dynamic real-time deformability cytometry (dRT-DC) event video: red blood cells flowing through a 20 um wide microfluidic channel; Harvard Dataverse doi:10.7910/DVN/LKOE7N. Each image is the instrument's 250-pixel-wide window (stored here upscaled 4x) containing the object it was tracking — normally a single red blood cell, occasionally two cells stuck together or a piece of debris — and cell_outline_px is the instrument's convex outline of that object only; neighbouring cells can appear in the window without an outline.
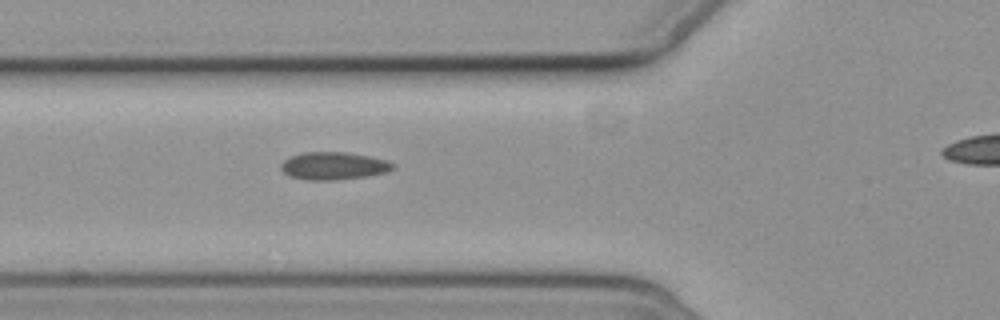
{"species": "common noctule bat (a hibernating species)", "species_latin": "Nyctalus noctula", "temperature_condition": "cold", "stored_images_in_passage": 4, "segment_of_instrument_passage": [1, 2], "camera_frame_rate_fps": 3000, "um_per_image_px": 0.085, "animal": {"sex": "female", "body_mass_g": 19.3, "forearm_length_mm": 54.1}, "frame": {"image": 1, "passage_image": 3, "time_ms": 2.333, "image_size_px": [1000, 320], "cell_outline_px": [[396, 164], [388, 172], [368, 176], [336, 180], [308, 180], [288, 176], [280, 168], [280, 164], [288, 156], [304, 152], [344, 152], [368, 156], [388, 160]], "centroid_in_image_um": [28.34, 14.1], "position_along_channel_um": 97.5, "area_um2": 18.21}}